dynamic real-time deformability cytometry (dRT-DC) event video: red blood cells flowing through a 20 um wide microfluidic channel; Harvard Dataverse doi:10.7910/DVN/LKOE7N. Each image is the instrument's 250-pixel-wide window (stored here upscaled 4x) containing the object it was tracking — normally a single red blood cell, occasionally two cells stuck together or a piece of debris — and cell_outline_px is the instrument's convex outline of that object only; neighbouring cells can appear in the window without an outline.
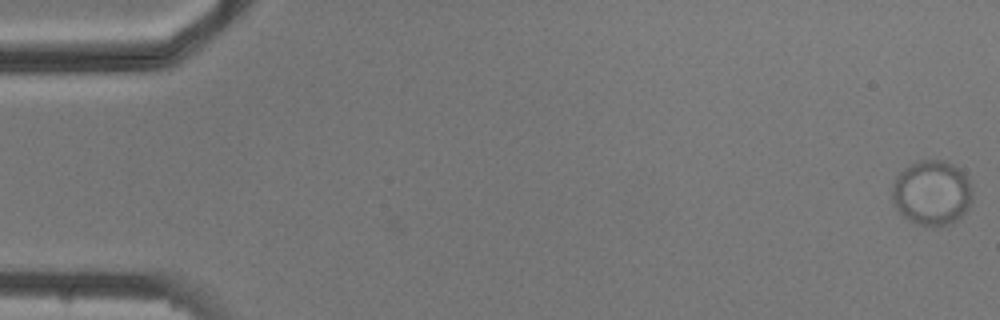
{"species": "common noctule bat (a hibernating species)", "species_latin": "Nyctalus noctula", "temperature_condition": "cold", "stored_images_in_passage": 4, "camera_frame_rate_fps": 3000, "um_per_image_px": 0.085, "animal": {"sex": "male", "body_mass_g": 20.5, "forearm_length_mm": 52.5}, "frame": {"image": 1, "passage_image": 1, "time_ms": 0.0, "image_size_px": [1000, 320], "cell_outline_px": [[972, 200], [968, 208], [956, 220], [948, 224], [936, 228], [924, 228], [908, 220], [892, 204], [892, 184], [896, 176], [908, 164], [916, 160], [944, 160], [952, 164], [964, 172], [972, 184]], "centroid_in_image_um": [79.19, 16.4], "position_along_channel_um": 5.8, "area_um2": 31.15}}
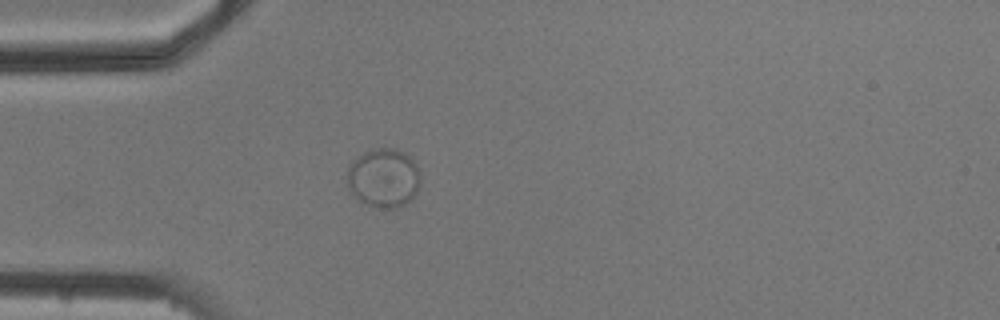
{"frame": {"image": 2, "passage_image": 4, "time_ms": 5.0, "image_size_px": [1000, 320], "cell_outline_px": [[420, 184], [416, 192], [404, 204], [396, 208], [376, 208], [364, 204], [352, 192], [348, 184], [348, 168], [352, 160], [364, 152], [372, 148], [396, 148], [404, 152], [416, 164], [420, 176]], "centroid_in_image_um": [32.61, 15.11], "position_along_channel_um": 52.4, "area_um2": 25.14}}